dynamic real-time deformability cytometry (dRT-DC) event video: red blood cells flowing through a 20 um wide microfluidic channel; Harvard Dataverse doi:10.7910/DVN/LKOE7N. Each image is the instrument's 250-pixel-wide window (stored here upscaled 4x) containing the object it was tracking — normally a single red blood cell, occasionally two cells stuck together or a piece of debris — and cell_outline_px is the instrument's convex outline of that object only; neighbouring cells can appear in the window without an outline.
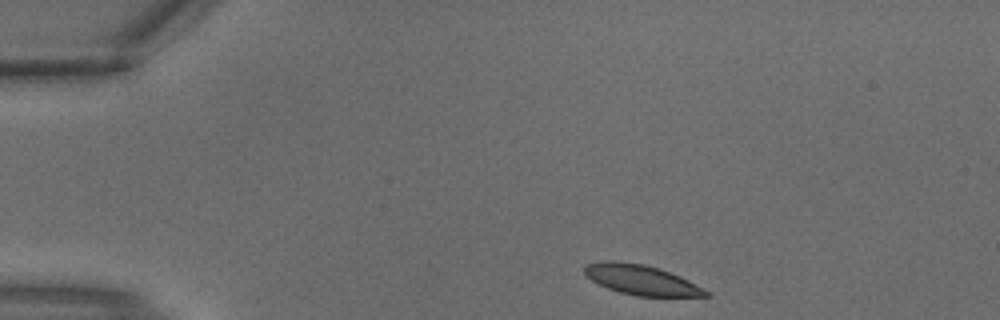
{"species": "common noctule bat (a hibernating species)", "species_latin": "Nyctalus noctula", "temperature_condition": "warm", "stored_images_in_passage": 2, "camera_frame_rate_fps": 3000, "um_per_image_px": 0.085, "animal": {"sex": "male", "body_mass_g": 18.8}, "frame": {"image": 1, "passage_image": 1, "time_ms": 0.0, "image_size_px": [1000, 320], "cell_outline_px": [[712, 296], [636, 296], [620, 292], [608, 288], [592, 280], [584, 272], [584, 264], [600, 260], [616, 260], [644, 264], [660, 268], [680, 276], [708, 292]], "centroid_in_image_um": [54.45, 23.76], "position_along_channel_um": 30.5, "area_um2": 21.1}}